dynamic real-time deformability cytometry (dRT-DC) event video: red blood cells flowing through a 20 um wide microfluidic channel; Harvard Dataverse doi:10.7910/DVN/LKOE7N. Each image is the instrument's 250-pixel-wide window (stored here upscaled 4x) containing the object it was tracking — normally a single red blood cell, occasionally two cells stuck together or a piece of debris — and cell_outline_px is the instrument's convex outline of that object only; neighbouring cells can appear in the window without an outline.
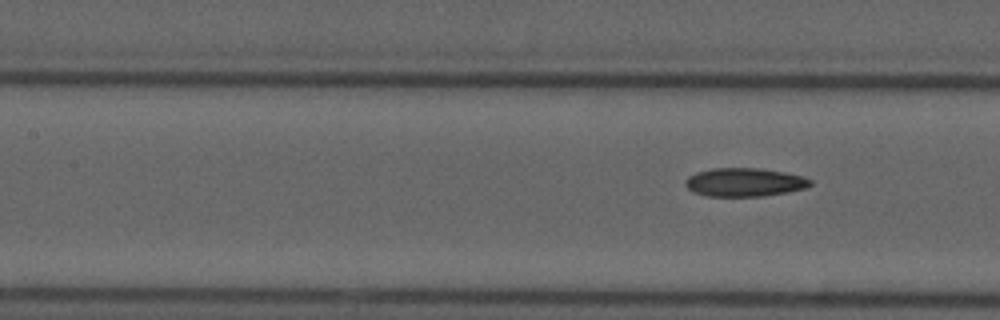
{"species": "common noctule bat (a hibernating species)", "species_latin": "Nyctalus noctula", "temperature_condition": "cold", "stored_images_in_passage": 9, "segment_of_instrument_passage": [2, 2], "camera_frame_rate_fps": 3000, "um_per_image_px": 0.085, "animal": {"sex": "male", "forearm_length_mm": 52.5}, "frame": {"image": 1, "passage_image": 9, "time_ms": 10.0, "image_size_px": [1000, 320], "cell_outline_px": [[812, 184], [808, 188], [788, 192], [764, 196], [708, 196], [692, 192], [684, 184], [684, 180], [688, 176], [696, 172], [712, 168], [756, 168], [784, 172], [804, 176], [812, 180]], "centroid_in_image_um": [63.29, 15.49], "position_along_channel_um": 144.1, "area_um2": 20.98}}